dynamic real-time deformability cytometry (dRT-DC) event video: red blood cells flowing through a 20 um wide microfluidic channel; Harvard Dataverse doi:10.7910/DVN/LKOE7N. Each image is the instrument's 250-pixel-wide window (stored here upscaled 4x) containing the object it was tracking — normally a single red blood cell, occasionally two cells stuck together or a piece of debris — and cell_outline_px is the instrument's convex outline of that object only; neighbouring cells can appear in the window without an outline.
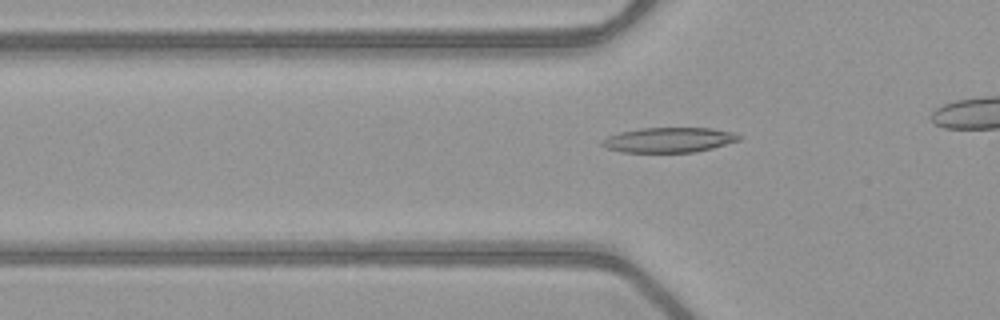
{"species": "common noctule bat (a hibernating species)", "species_latin": "Nyctalus noctula", "temperature_condition": "warm", "stored_images_in_passage": 38, "camera_frame_rate_fps": 3000, "um_per_image_px": 0.085, "animal": {"sex": "female", "body_mass_g": 21.9}, "frame": {"image": 1, "passage_image": 14, "time_ms": 4.333, "image_size_px": [1000, 320], "cell_outline_px": [[740, 140], [712, 148], [696, 152], [620, 152], [604, 148], [600, 144], [600, 140], [608, 136], [620, 132], [640, 128], [712, 128], [732, 132], [740, 136]], "centroid_in_image_um": [56.8, 11.9], "position_along_channel_um": 69.0, "area_um2": 20.0}}
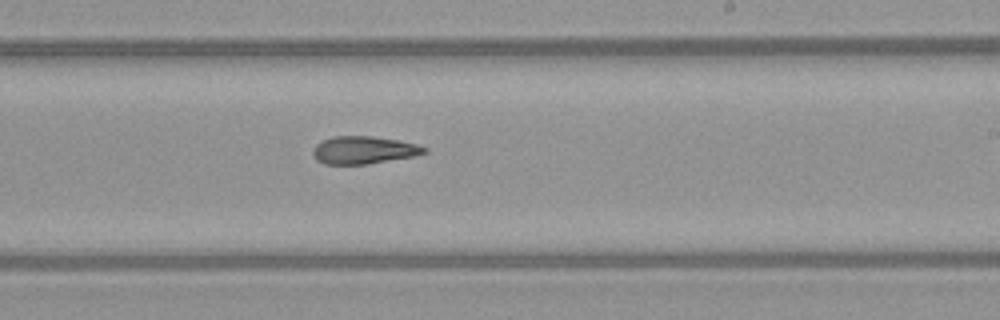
{"frame": {"image": 2, "passage_image": 28, "time_ms": 9.0, "image_size_px": [1000, 320], "cell_outline_px": [[428, 152], [416, 156], [368, 164], [324, 164], [316, 160], [312, 156], [312, 148], [320, 140], [332, 136], [372, 136], [400, 140], [416, 144], [428, 148]], "centroid_in_image_um": [30.9, 12.75], "position_along_channel_um": 258.1, "area_um2": 18.32}}
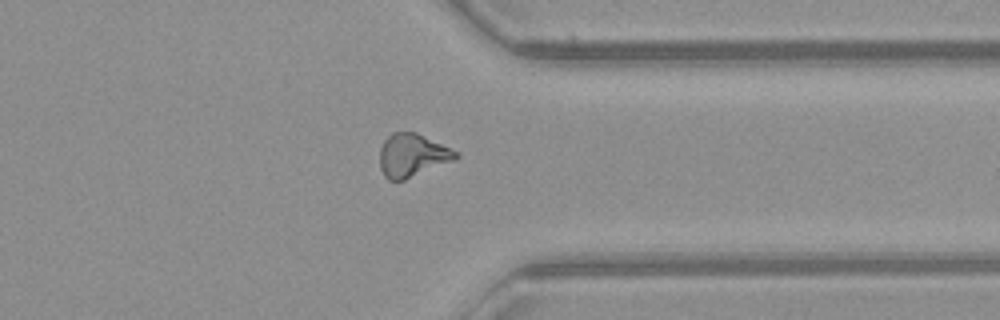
{"frame": {"image": 3, "passage_image": 37, "time_ms": 12.0, "image_size_px": [1000, 320], "cell_outline_px": [[460, 156], [456, 160], [404, 180], [388, 180], [384, 176], [380, 168], [380, 148], [384, 140], [392, 132], [416, 132], [456, 152]], "centroid_in_image_um": [35.02, 13.22], "position_along_channel_um": 376.4, "area_um2": 18.96}}